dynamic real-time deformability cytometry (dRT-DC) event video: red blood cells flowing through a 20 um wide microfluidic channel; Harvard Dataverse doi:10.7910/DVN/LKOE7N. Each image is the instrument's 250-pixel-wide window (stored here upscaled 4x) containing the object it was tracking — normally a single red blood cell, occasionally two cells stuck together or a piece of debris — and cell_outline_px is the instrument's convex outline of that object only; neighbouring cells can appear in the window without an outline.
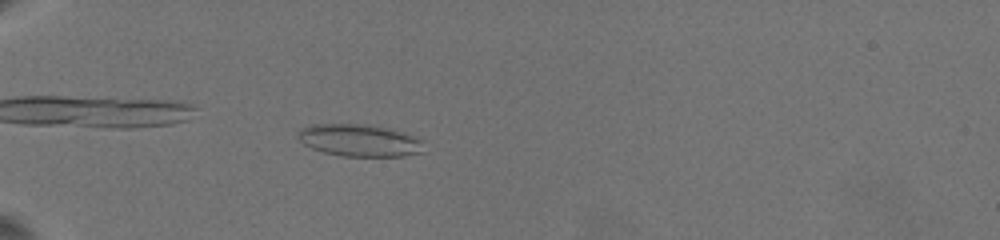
{"species": "common noctule bat (a hibernating species)", "species_latin": "Nyctalus noctula", "temperature_condition": "warm", "stored_images_in_passage": 42, "camera_frame_rate_fps": 3000, "um_per_image_px": 0.085, "animal": {"sex": "female", "body_mass_g": 19.5, "forearm_length_mm": 54.1}, "frame": {"image": 1, "passage_image": 9, "time_ms": 6.0, "image_size_px": [1000, 240], "cell_outline_px": [[424, 140], [420, 152], [404, 156], [340, 156], [324, 152], [312, 148], [304, 144], [296, 136], [296, 132], [300, 128], [308, 124], [364, 124], [388, 128], [416, 136]], "centroid_in_image_um": [30.51, 11.92], "position_along_channel_um": 54.5, "area_um2": 23.76}}
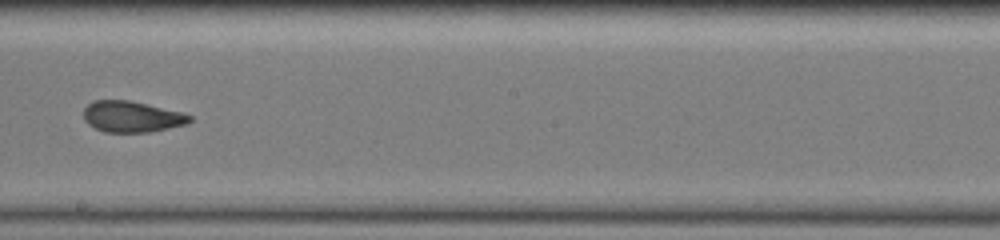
{"frame": {"image": 2, "passage_image": 18, "time_ms": 12.0, "image_size_px": [1000, 240], "cell_outline_px": [[192, 120], [188, 124], [148, 132], [104, 132], [88, 124], [84, 120], [84, 108], [92, 100], [128, 100], [184, 112], [192, 116]], "centroid_in_image_um": [11.22, 9.91], "position_along_channel_um": 237.0, "area_um2": 19.31}}
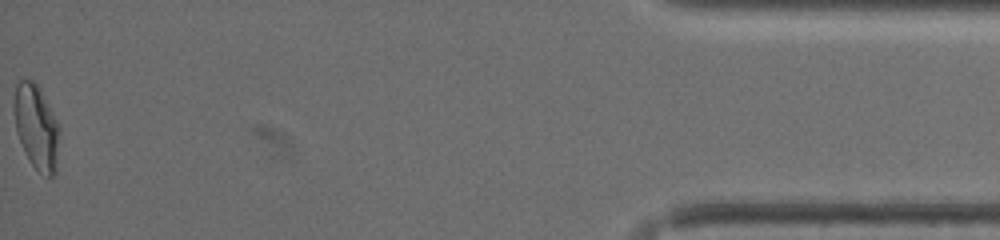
{"frame": {"image": 3, "passage_image": 42, "time_ms": 19.667, "image_size_px": [1000, 240], "cell_outline_px": [[60, 132], [56, 172], [52, 176], [48, 176], [36, 168], [32, 164], [24, 152], [16, 132], [16, 84], [20, 80], [32, 80], [36, 84], [48, 104], [60, 128]], "centroid_in_image_um": [3.13, 10.85], "position_along_channel_um": 432.1, "area_um2": 21.68}, "authors_computed_cell_mechanics": {"area_um2": 20.23, "velocity_mm_per_s": 3.5468, "shape_relaxation_time_tau1_ms": null, "shape_relaxation_time_tau2_ms": 1.189, "deformation_change_tau1": null, "deformation_change_tau2": 0.0675}}